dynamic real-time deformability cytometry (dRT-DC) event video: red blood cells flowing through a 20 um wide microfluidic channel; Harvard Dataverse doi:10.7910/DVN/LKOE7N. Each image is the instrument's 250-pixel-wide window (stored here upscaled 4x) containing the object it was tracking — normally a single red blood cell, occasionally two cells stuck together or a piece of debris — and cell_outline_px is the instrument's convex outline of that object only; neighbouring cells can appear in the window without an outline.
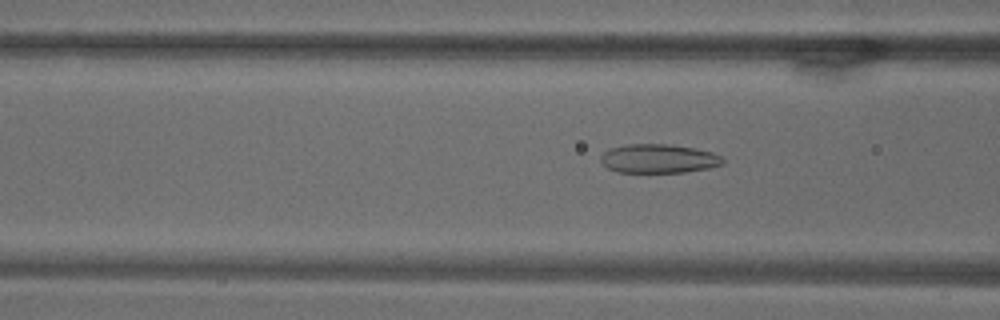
{"species": "common noctule bat (a hibernating species)", "species_latin": "Nyctalus noctula", "temperature_condition": "warm", "stored_images_in_passage": 71, "camera_frame_rate_fps": 3000, "um_per_image_px": 0.085, "animal": {"sex": "male", "body_mass_g": 18.8}, "frame": {"image": 1, "passage_image": 28, "time_ms": 9.0, "image_size_px": [1000, 320], "cell_outline_px": [[724, 164], [708, 168], [684, 172], [620, 172], [608, 168], [600, 160], [600, 156], [604, 152], [612, 148], [628, 144], [672, 144], [696, 148], [712, 152], [724, 156]], "centroid_in_image_um": [56.04, 13.47], "position_along_channel_um": 110.6, "area_um2": 20.63}}
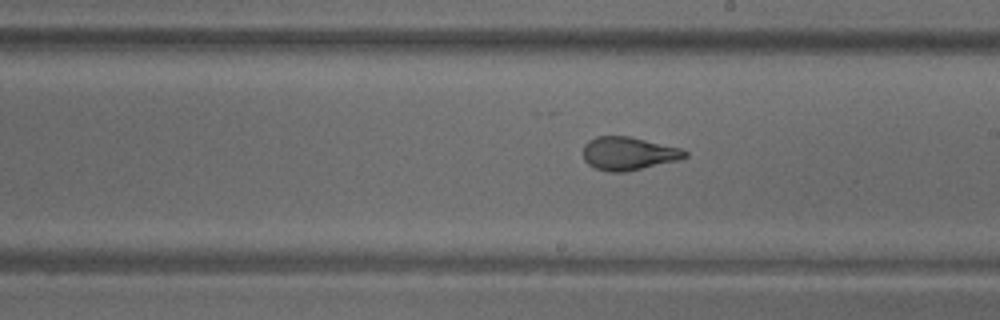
{"frame": {"image": 2, "passage_image": 41, "time_ms": 13.333, "image_size_px": [1000, 320], "cell_outline_px": [[688, 156], [680, 160], [624, 172], [608, 172], [596, 168], [588, 164], [584, 160], [584, 144], [588, 140], [596, 136], [628, 136], [680, 148], [688, 152]], "centroid_in_image_um": [53.41, 13.05], "position_along_channel_um": 235.6, "area_um2": 19.65}}
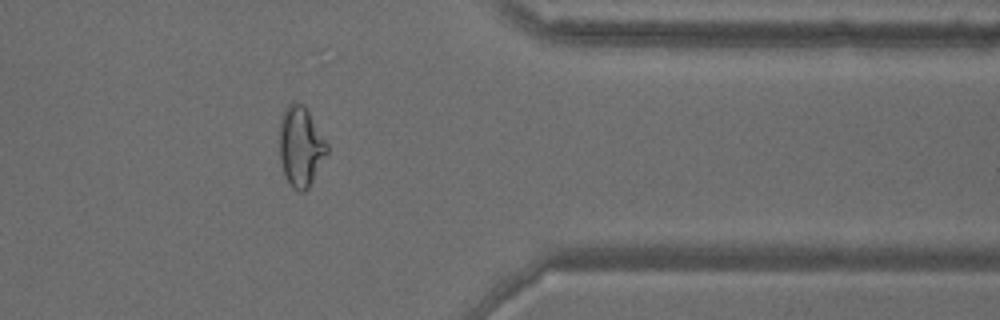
{"frame": {"image": 3, "passage_image": 58, "time_ms": 19.0, "image_size_px": [1000, 320], "cell_outline_px": [[328, 152], [308, 188], [304, 192], [300, 192], [292, 188], [284, 176], [280, 156], [280, 120], [284, 108], [292, 100], [304, 104], [328, 144]], "centroid_in_image_um": [25.55, 12.43], "position_along_channel_um": 385.8, "area_um2": 22.25}}